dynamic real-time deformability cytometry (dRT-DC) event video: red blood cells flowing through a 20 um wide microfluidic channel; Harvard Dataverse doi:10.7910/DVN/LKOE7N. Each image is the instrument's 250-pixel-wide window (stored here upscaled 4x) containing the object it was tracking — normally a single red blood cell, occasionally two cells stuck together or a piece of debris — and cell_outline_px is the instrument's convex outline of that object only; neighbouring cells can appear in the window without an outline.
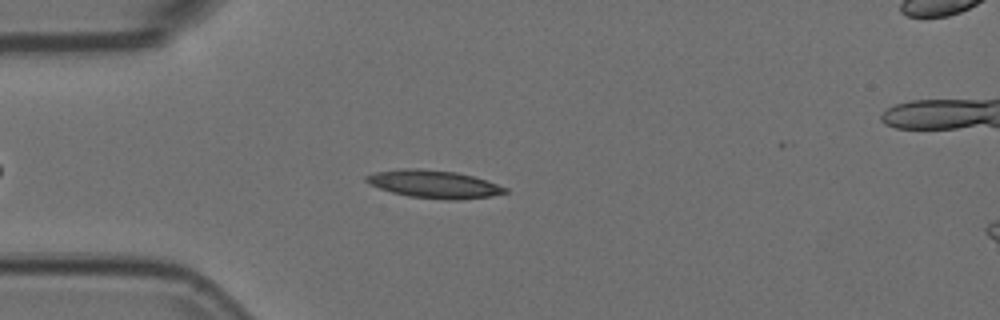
{"species": "Egyptian fruit bat (a non-hibernating species)", "species_latin": "Rousettus aegyptiacus", "temperature_condition": "room temperature", "stored_images_in_passage": 5, "camera_frame_rate_fps": 3000, "um_per_image_px": 0.085, "animal": {"sex": "female"}, "frame": {"image": 1, "passage_image": 4, "time_ms": 1.0, "image_size_px": [1000, 320], "cell_outline_px": [[508, 192], [492, 196], [460, 200], [448, 200], [408, 196], [392, 192], [380, 188], [364, 180], [364, 176], [376, 172], [404, 168], [416, 168], [456, 172], [472, 176], [508, 188]], "centroid_in_image_um": [36.89, 15.66], "position_along_channel_um": 48.1, "area_um2": 22.31}}